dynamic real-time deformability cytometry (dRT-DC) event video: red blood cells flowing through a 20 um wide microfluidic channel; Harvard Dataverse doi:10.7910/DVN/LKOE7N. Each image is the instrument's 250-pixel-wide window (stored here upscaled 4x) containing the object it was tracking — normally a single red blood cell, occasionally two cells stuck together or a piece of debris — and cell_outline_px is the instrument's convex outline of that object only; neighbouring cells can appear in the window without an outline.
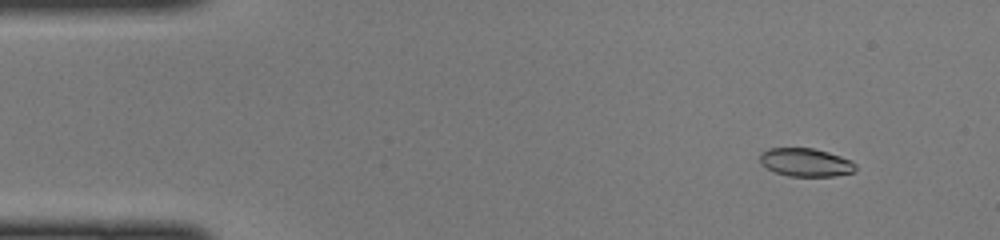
{"species": "common noctule bat (a hibernating species)", "species_latin": "Nyctalus noctula", "temperature_condition": "cold", "stored_images_in_passage": 47, "camera_frame_rate_fps": 3000, "um_per_image_px": 0.085, "animal": {"sex": "female", "body_mass_g": 22.0, "forearm_length_mm": 56.7}, "frame": {"image": 1, "passage_image": 5, "time_ms": 1.333, "image_size_px": [1000, 240], "cell_outline_px": [[856, 172], [836, 176], [788, 176], [776, 172], [760, 164], [760, 152], [768, 148], [812, 148], [828, 152], [852, 160], [856, 164]], "centroid_in_image_um": [68.5, 13.8], "position_along_channel_um": 16.5, "area_um2": 15.9}}
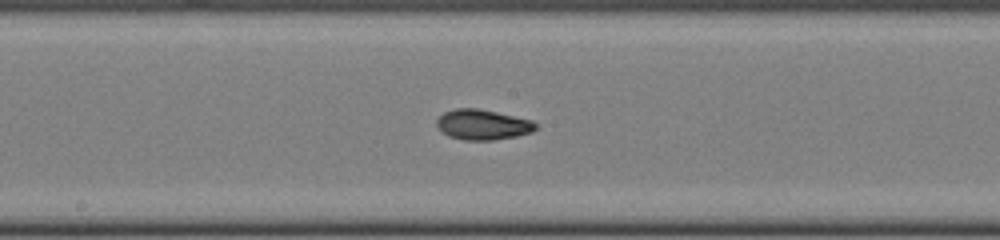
{"frame": {"image": 2, "passage_image": 25, "time_ms": 8.0, "image_size_px": [1000, 240], "cell_outline_px": [[536, 128], [532, 132], [516, 136], [492, 140], [464, 140], [448, 136], [440, 132], [436, 124], [436, 120], [444, 112], [456, 108], [476, 108], [496, 112], [532, 120], [536, 124]], "centroid_in_image_um": [40.99, 10.6], "position_along_channel_um": 207.2, "area_um2": 17.46}}
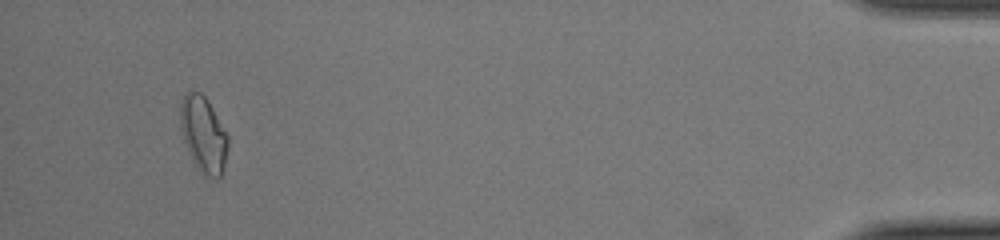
{"frame": {"image": 3, "passage_image": 45, "time_ms": 14.667, "image_size_px": [1000, 240], "cell_outline_px": [[228, 148], [224, 168], [220, 176], [208, 176], [200, 172], [196, 168], [192, 160], [184, 140], [180, 128], [180, 100], [188, 88], [192, 88], [200, 92], [208, 100], [228, 136]], "centroid_in_image_um": [17.26, 11.36], "position_along_channel_um": 417.9, "area_um2": 21.27}}